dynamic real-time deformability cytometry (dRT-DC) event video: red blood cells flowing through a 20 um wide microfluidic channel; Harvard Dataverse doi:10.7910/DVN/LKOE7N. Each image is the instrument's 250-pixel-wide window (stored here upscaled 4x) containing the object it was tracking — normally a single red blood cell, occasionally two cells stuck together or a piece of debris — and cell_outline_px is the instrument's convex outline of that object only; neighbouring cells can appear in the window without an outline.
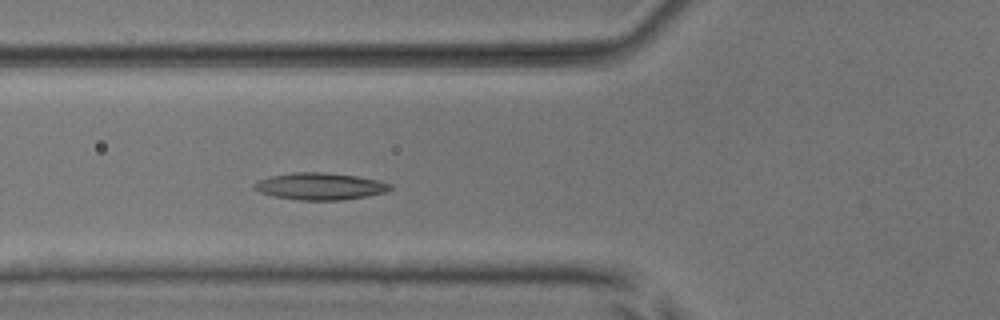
{"species": "common noctule bat (a hibernating species)", "species_latin": "Nyctalus noctula", "temperature_condition": "room temperature", "stored_images_in_passage": 3, "camera_frame_rate_fps": 3000, "um_per_image_px": 0.085, "animal": {"sex": "male", "body_mass_g": 17.9, "forearm_length_mm": 54.2}, "frame": {"image": 1, "passage_image": 3, "time_ms": 2.0, "image_size_px": [1000, 320], "cell_outline_px": [[392, 188], [384, 192], [364, 196], [340, 200], [300, 200], [276, 196], [260, 192], [252, 188], [252, 184], [268, 176], [292, 172], [324, 172], [356, 176], [376, 180], [392, 184]], "centroid_in_image_um": [27.15, 15.82], "position_along_channel_um": 98.6, "area_um2": 21.15}}